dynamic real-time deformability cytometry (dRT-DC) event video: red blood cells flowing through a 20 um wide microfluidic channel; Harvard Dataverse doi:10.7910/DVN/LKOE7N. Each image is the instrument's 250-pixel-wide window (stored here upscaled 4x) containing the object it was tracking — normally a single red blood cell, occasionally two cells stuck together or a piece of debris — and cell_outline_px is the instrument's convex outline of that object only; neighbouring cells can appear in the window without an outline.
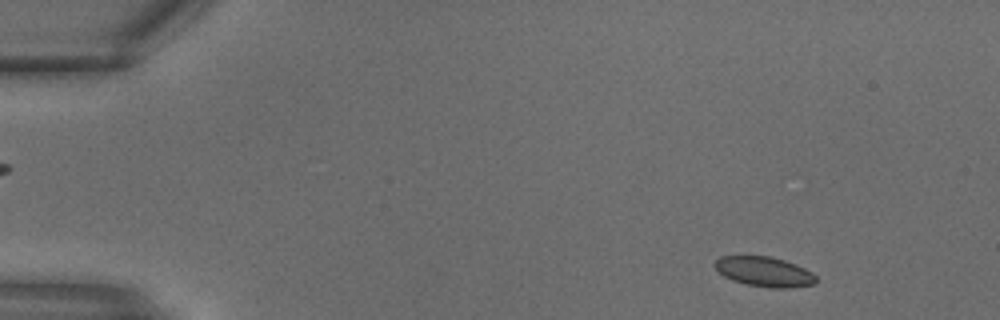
{"species": "common noctule bat (a hibernating species)", "species_latin": "Nyctalus noctula", "temperature_condition": "warm", "stored_images_in_passage": 28, "camera_frame_rate_fps": 3000, "um_per_image_px": 0.085, "animal": {"sex": "male", "body_mass_g": 18.8}, "frame": {"image": 1, "passage_image": 2, "time_ms": 0.333, "image_size_px": [1000, 320], "cell_outline_px": [[816, 284], [788, 288], [772, 288], [748, 284], [732, 280], [724, 276], [716, 268], [716, 260], [720, 256], [768, 256], [784, 260], [796, 264], [812, 272], [816, 276]], "centroid_in_image_um": [65.01, 23.09], "position_along_channel_um": 20.0, "area_um2": 17.46}}
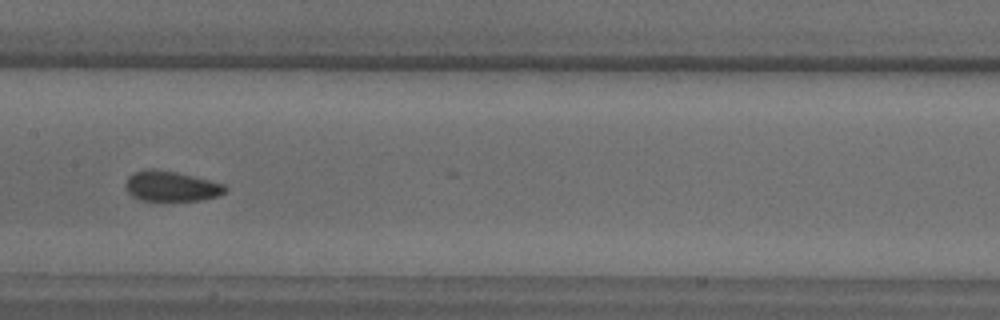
{"frame": {"image": 2, "passage_image": 14, "time_ms": 4.333, "image_size_px": [1000, 320], "cell_outline_px": [[228, 188], [220, 196], [200, 200], [140, 200], [132, 196], [128, 192], [124, 184], [128, 176], [136, 172], [148, 168], [152, 168], [176, 172], [224, 184]], "centroid_in_image_um": [14.54, 15.83], "position_along_channel_um": 192.9, "area_um2": 17.46}}
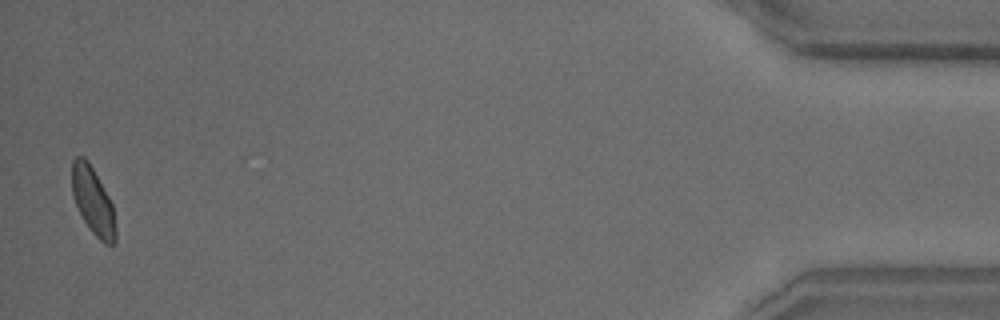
{"frame": {"image": 3, "passage_image": 28, "time_ms": 9.0, "image_size_px": [1000, 320], "cell_outline_px": [[116, 244], [104, 244], [92, 232], [84, 220], [72, 196], [72, 160], [76, 156], [84, 156], [88, 160], [108, 196], [112, 204], [116, 232]], "centroid_in_image_um": [7.9, 17.08], "position_along_channel_um": 427.3, "area_um2": 16.94}}